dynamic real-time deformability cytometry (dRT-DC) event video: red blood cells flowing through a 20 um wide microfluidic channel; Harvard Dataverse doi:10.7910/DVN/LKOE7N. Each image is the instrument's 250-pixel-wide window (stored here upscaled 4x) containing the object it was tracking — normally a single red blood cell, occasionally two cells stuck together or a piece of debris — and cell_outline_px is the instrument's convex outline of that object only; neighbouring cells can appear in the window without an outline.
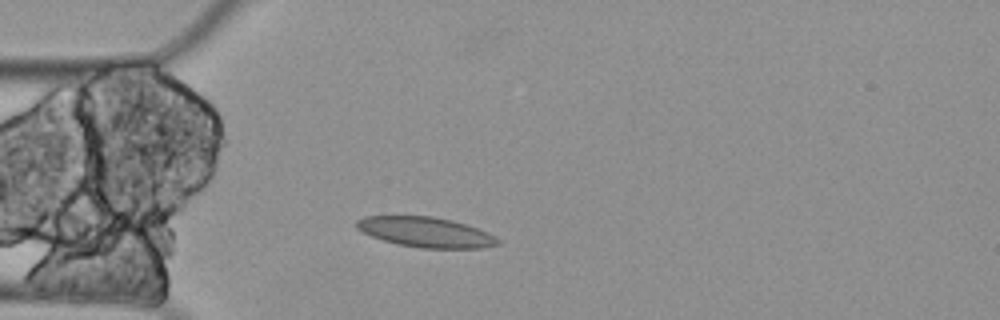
{"species": "Egyptian fruit bat (a non-hibernating species)", "species_latin": "Rousettus aegyptiacus", "temperature_condition": "cold", "stored_images_in_passage": 3, "camera_frame_rate_fps": 3000, "um_per_image_px": 0.085, "animal": {"sex": "female"}, "frame": {"image": 1, "passage_image": 3, "time_ms": 0.667, "image_size_px": [1000, 320], "cell_outline_px": [[500, 244], [480, 248], [420, 248], [396, 244], [372, 236], [356, 228], [356, 220], [364, 216], [432, 216], [452, 220], [476, 228], [500, 240]], "centroid_in_image_um": [36.14, 19.73], "position_along_channel_um": 48.9, "area_um2": 24.51}}